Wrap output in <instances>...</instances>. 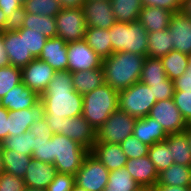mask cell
I'll use <instances>...</instances> for the list:
<instances>
[{
	"instance_id": "cell-1",
	"label": "cell",
	"mask_w": 191,
	"mask_h": 191,
	"mask_svg": "<svg viewBox=\"0 0 191 191\" xmlns=\"http://www.w3.org/2000/svg\"><path fill=\"white\" fill-rule=\"evenodd\" d=\"M40 101L44 104L45 116L72 118L82 115L83 96L74 90L69 70L56 71Z\"/></svg>"
},
{
	"instance_id": "cell-2",
	"label": "cell",
	"mask_w": 191,
	"mask_h": 191,
	"mask_svg": "<svg viewBox=\"0 0 191 191\" xmlns=\"http://www.w3.org/2000/svg\"><path fill=\"white\" fill-rule=\"evenodd\" d=\"M146 57L131 52H114L102 60L105 83L121 91L139 82Z\"/></svg>"
},
{
	"instance_id": "cell-3",
	"label": "cell",
	"mask_w": 191,
	"mask_h": 191,
	"mask_svg": "<svg viewBox=\"0 0 191 191\" xmlns=\"http://www.w3.org/2000/svg\"><path fill=\"white\" fill-rule=\"evenodd\" d=\"M119 91L104 83L93 91L83 95L82 116L97 131L119 108Z\"/></svg>"
},
{
	"instance_id": "cell-4",
	"label": "cell",
	"mask_w": 191,
	"mask_h": 191,
	"mask_svg": "<svg viewBox=\"0 0 191 191\" xmlns=\"http://www.w3.org/2000/svg\"><path fill=\"white\" fill-rule=\"evenodd\" d=\"M90 150L62 134H53L50 139V164L57 172L75 176Z\"/></svg>"
},
{
	"instance_id": "cell-5",
	"label": "cell",
	"mask_w": 191,
	"mask_h": 191,
	"mask_svg": "<svg viewBox=\"0 0 191 191\" xmlns=\"http://www.w3.org/2000/svg\"><path fill=\"white\" fill-rule=\"evenodd\" d=\"M109 34L113 53L131 52L147 56L148 32L138 20L131 23L116 22L109 29Z\"/></svg>"
},
{
	"instance_id": "cell-6",
	"label": "cell",
	"mask_w": 191,
	"mask_h": 191,
	"mask_svg": "<svg viewBox=\"0 0 191 191\" xmlns=\"http://www.w3.org/2000/svg\"><path fill=\"white\" fill-rule=\"evenodd\" d=\"M156 102L150 86L140 81L119 91V109L135 118L148 116Z\"/></svg>"
},
{
	"instance_id": "cell-7",
	"label": "cell",
	"mask_w": 191,
	"mask_h": 191,
	"mask_svg": "<svg viewBox=\"0 0 191 191\" xmlns=\"http://www.w3.org/2000/svg\"><path fill=\"white\" fill-rule=\"evenodd\" d=\"M136 118L119 108L96 131V142L120 144L133 135Z\"/></svg>"
},
{
	"instance_id": "cell-8",
	"label": "cell",
	"mask_w": 191,
	"mask_h": 191,
	"mask_svg": "<svg viewBox=\"0 0 191 191\" xmlns=\"http://www.w3.org/2000/svg\"><path fill=\"white\" fill-rule=\"evenodd\" d=\"M110 171L90 152L75 174V184L87 191H104Z\"/></svg>"
},
{
	"instance_id": "cell-9",
	"label": "cell",
	"mask_w": 191,
	"mask_h": 191,
	"mask_svg": "<svg viewBox=\"0 0 191 191\" xmlns=\"http://www.w3.org/2000/svg\"><path fill=\"white\" fill-rule=\"evenodd\" d=\"M57 37L66 43L84 39L86 32V21L82 8L62 9L55 16Z\"/></svg>"
},
{
	"instance_id": "cell-10",
	"label": "cell",
	"mask_w": 191,
	"mask_h": 191,
	"mask_svg": "<svg viewBox=\"0 0 191 191\" xmlns=\"http://www.w3.org/2000/svg\"><path fill=\"white\" fill-rule=\"evenodd\" d=\"M148 116L157 120L167 134L184 132L187 126L173 98L157 101Z\"/></svg>"
},
{
	"instance_id": "cell-11",
	"label": "cell",
	"mask_w": 191,
	"mask_h": 191,
	"mask_svg": "<svg viewBox=\"0 0 191 191\" xmlns=\"http://www.w3.org/2000/svg\"><path fill=\"white\" fill-rule=\"evenodd\" d=\"M68 70L87 71L102 67L101 58L87 45L85 40L67 43Z\"/></svg>"
},
{
	"instance_id": "cell-12",
	"label": "cell",
	"mask_w": 191,
	"mask_h": 191,
	"mask_svg": "<svg viewBox=\"0 0 191 191\" xmlns=\"http://www.w3.org/2000/svg\"><path fill=\"white\" fill-rule=\"evenodd\" d=\"M55 73L51 66L38 58L21 68L22 82L39 96L45 92Z\"/></svg>"
},
{
	"instance_id": "cell-13",
	"label": "cell",
	"mask_w": 191,
	"mask_h": 191,
	"mask_svg": "<svg viewBox=\"0 0 191 191\" xmlns=\"http://www.w3.org/2000/svg\"><path fill=\"white\" fill-rule=\"evenodd\" d=\"M3 41L10 65L22 68L35 59L27 52L25 34H19L12 26H3Z\"/></svg>"
},
{
	"instance_id": "cell-14",
	"label": "cell",
	"mask_w": 191,
	"mask_h": 191,
	"mask_svg": "<svg viewBox=\"0 0 191 191\" xmlns=\"http://www.w3.org/2000/svg\"><path fill=\"white\" fill-rule=\"evenodd\" d=\"M82 10L87 27L110 29L117 22L111 1L86 0Z\"/></svg>"
},
{
	"instance_id": "cell-15",
	"label": "cell",
	"mask_w": 191,
	"mask_h": 191,
	"mask_svg": "<svg viewBox=\"0 0 191 191\" xmlns=\"http://www.w3.org/2000/svg\"><path fill=\"white\" fill-rule=\"evenodd\" d=\"M168 29L171 33L173 50L191 53V18L183 11L175 12Z\"/></svg>"
},
{
	"instance_id": "cell-16",
	"label": "cell",
	"mask_w": 191,
	"mask_h": 191,
	"mask_svg": "<svg viewBox=\"0 0 191 191\" xmlns=\"http://www.w3.org/2000/svg\"><path fill=\"white\" fill-rule=\"evenodd\" d=\"M61 134L71 140L77 141L88 150H91L92 146L96 142L95 129L82 115L72 118H64V125L63 129H61Z\"/></svg>"
},
{
	"instance_id": "cell-17",
	"label": "cell",
	"mask_w": 191,
	"mask_h": 191,
	"mask_svg": "<svg viewBox=\"0 0 191 191\" xmlns=\"http://www.w3.org/2000/svg\"><path fill=\"white\" fill-rule=\"evenodd\" d=\"M44 104L39 101L28 109L8 111L9 135H20L29 130L30 126L45 118Z\"/></svg>"
},
{
	"instance_id": "cell-18",
	"label": "cell",
	"mask_w": 191,
	"mask_h": 191,
	"mask_svg": "<svg viewBox=\"0 0 191 191\" xmlns=\"http://www.w3.org/2000/svg\"><path fill=\"white\" fill-rule=\"evenodd\" d=\"M125 168L142 189H150L158 182L159 173L148 155L127 159Z\"/></svg>"
},
{
	"instance_id": "cell-19",
	"label": "cell",
	"mask_w": 191,
	"mask_h": 191,
	"mask_svg": "<svg viewBox=\"0 0 191 191\" xmlns=\"http://www.w3.org/2000/svg\"><path fill=\"white\" fill-rule=\"evenodd\" d=\"M56 173L54 164L32 159L23 178L25 187L46 190Z\"/></svg>"
},
{
	"instance_id": "cell-20",
	"label": "cell",
	"mask_w": 191,
	"mask_h": 191,
	"mask_svg": "<svg viewBox=\"0 0 191 191\" xmlns=\"http://www.w3.org/2000/svg\"><path fill=\"white\" fill-rule=\"evenodd\" d=\"M38 59L45 61L55 71L68 70L67 43L61 38H48Z\"/></svg>"
},
{
	"instance_id": "cell-21",
	"label": "cell",
	"mask_w": 191,
	"mask_h": 191,
	"mask_svg": "<svg viewBox=\"0 0 191 191\" xmlns=\"http://www.w3.org/2000/svg\"><path fill=\"white\" fill-rule=\"evenodd\" d=\"M109 171L125 167L127 156L119 144L95 142L90 150Z\"/></svg>"
},
{
	"instance_id": "cell-22",
	"label": "cell",
	"mask_w": 191,
	"mask_h": 191,
	"mask_svg": "<svg viewBox=\"0 0 191 191\" xmlns=\"http://www.w3.org/2000/svg\"><path fill=\"white\" fill-rule=\"evenodd\" d=\"M40 101V96L22 82L10 90L2 99V107L8 111L28 109Z\"/></svg>"
},
{
	"instance_id": "cell-23",
	"label": "cell",
	"mask_w": 191,
	"mask_h": 191,
	"mask_svg": "<svg viewBox=\"0 0 191 191\" xmlns=\"http://www.w3.org/2000/svg\"><path fill=\"white\" fill-rule=\"evenodd\" d=\"M133 135L148 146L162 142L168 136L161 124L149 116L136 118Z\"/></svg>"
},
{
	"instance_id": "cell-24",
	"label": "cell",
	"mask_w": 191,
	"mask_h": 191,
	"mask_svg": "<svg viewBox=\"0 0 191 191\" xmlns=\"http://www.w3.org/2000/svg\"><path fill=\"white\" fill-rule=\"evenodd\" d=\"M13 28H28L32 31L42 33L47 38L57 37V27L55 17L36 15L31 13H21L17 24Z\"/></svg>"
},
{
	"instance_id": "cell-25",
	"label": "cell",
	"mask_w": 191,
	"mask_h": 191,
	"mask_svg": "<svg viewBox=\"0 0 191 191\" xmlns=\"http://www.w3.org/2000/svg\"><path fill=\"white\" fill-rule=\"evenodd\" d=\"M173 14L174 12L159 7H143L138 21L147 32H156L168 28Z\"/></svg>"
},
{
	"instance_id": "cell-26",
	"label": "cell",
	"mask_w": 191,
	"mask_h": 191,
	"mask_svg": "<svg viewBox=\"0 0 191 191\" xmlns=\"http://www.w3.org/2000/svg\"><path fill=\"white\" fill-rule=\"evenodd\" d=\"M84 40L101 60H104L113 54L109 29L87 27Z\"/></svg>"
},
{
	"instance_id": "cell-27",
	"label": "cell",
	"mask_w": 191,
	"mask_h": 191,
	"mask_svg": "<svg viewBox=\"0 0 191 191\" xmlns=\"http://www.w3.org/2000/svg\"><path fill=\"white\" fill-rule=\"evenodd\" d=\"M71 74L74 90L82 96L105 83L102 67L87 71L72 72Z\"/></svg>"
},
{
	"instance_id": "cell-28",
	"label": "cell",
	"mask_w": 191,
	"mask_h": 191,
	"mask_svg": "<svg viewBox=\"0 0 191 191\" xmlns=\"http://www.w3.org/2000/svg\"><path fill=\"white\" fill-rule=\"evenodd\" d=\"M164 141L171 149L174 164L191 167V148L185 132L168 134Z\"/></svg>"
},
{
	"instance_id": "cell-29",
	"label": "cell",
	"mask_w": 191,
	"mask_h": 191,
	"mask_svg": "<svg viewBox=\"0 0 191 191\" xmlns=\"http://www.w3.org/2000/svg\"><path fill=\"white\" fill-rule=\"evenodd\" d=\"M156 185L191 186V167L172 164L166 170L159 173Z\"/></svg>"
},
{
	"instance_id": "cell-30",
	"label": "cell",
	"mask_w": 191,
	"mask_h": 191,
	"mask_svg": "<svg viewBox=\"0 0 191 191\" xmlns=\"http://www.w3.org/2000/svg\"><path fill=\"white\" fill-rule=\"evenodd\" d=\"M147 56L161 58L173 50L171 33L169 29L148 32Z\"/></svg>"
},
{
	"instance_id": "cell-31",
	"label": "cell",
	"mask_w": 191,
	"mask_h": 191,
	"mask_svg": "<svg viewBox=\"0 0 191 191\" xmlns=\"http://www.w3.org/2000/svg\"><path fill=\"white\" fill-rule=\"evenodd\" d=\"M2 160L5 172L23 179L32 161V156L18 153L15 150L2 149Z\"/></svg>"
},
{
	"instance_id": "cell-32",
	"label": "cell",
	"mask_w": 191,
	"mask_h": 191,
	"mask_svg": "<svg viewBox=\"0 0 191 191\" xmlns=\"http://www.w3.org/2000/svg\"><path fill=\"white\" fill-rule=\"evenodd\" d=\"M117 22L131 23L139 19L141 0H110Z\"/></svg>"
},
{
	"instance_id": "cell-33",
	"label": "cell",
	"mask_w": 191,
	"mask_h": 191,
	"mask_svg": "<svg viewBox=\"0 0 191 191\" xmlns=\"http://www.w3.org/2000/svg\"><path fill=\"white\" fill-rule=\"evenodd\" d=\"M140 185L132 178L125 167L110 171L104 191H141Z\"/></svg>"
},
{
	"instance_id": "cell-34",
	"label": "cell",
	"mask_w": 191,
	"mask_h": 191,
	"mask_svg": "<svg viewBox=\"0 0 191 191\" xmlns=\"http://www.w3.org/2000/svg\"><path fill=\"white\" fill-rule=\"evenodd\" d=\"M164 71L172 81L179 78L188 68V56L182 52L172 50L167 55L160 58Z\"/></svg>"
},
{
	"instance_id": "cell-35",
	"label": "cell",
	"mask_w": 191,
	"mask_h": 191,
	"mask_svg": "<svg viewBox=\"0 0 191 191\" xmlns=\"http://www.w3.org/2000/svg\"><path fill=\"white\" fill-rule=\"evenodd\" d=\"M168 76L160 58L146 57L140 74V82L151 87V83H162Z\"/></svg>"
},
{
	"instance_id": "cell-36",
	"label": "cell",
	"mask_w": 191,
	"mask_h": 191,
	"mask_svg": "<svg viewBox=\"0 0 191 191\" xmlns=\"http://www.w3.org/2000/svg\"><path fill=\"white\" fill-rule=\"evenodd\" d=\"M37 136L29 131L20 135H9L1 142L2 149L15 150L18 153L31 155L34 151V138Z\"/></svg>"
},
{
	"instance_id": "cell-37",
	"label": "cell",
	"mask_w": 191,
	"mask_h": 191,
	"mask_svg": "<svg viewBox=\"0 0 191 191\" xmlns=\"http://www.w3.org/2000/svg\"><path fill=\"white\" fill-rule=\"evenodd\" d=\"M62 7L59 0H26L22 5V13L55 17Z\"/></svg>"
},
{
	"instance_id": "cell-38",
	"label": "cell",
	"mask_w": 191,
	"mask_h": 191,
	"mask_svg": "<svg viewBox=\"0 0 191 191\" xmlns=\"http://www.w3.org/2000/svg\"><path fill=\"white\" fill-rule=\"evenodd\" d=\"M148 156L155 165L158 173L166 170L169 166L174 164L171 155V149L165 141L157 142L149 147Z\"/></svg>"
},
{
	"instance_id": "cell-39",
	"label": "cell",
	"mask_w": 191,
	"mask_h": 191,
	"mask_svg": "<svg viewBox=\"0 0 191 191\" xmlns=\"http://www.w3.org/2000/svg\"><path fill=\"white\" fill-rule=\"evenodd\" d=\"M22 83L21 68L12 65L0 68V98Z\"/></svg>"
},
{
	"instance_id": "cell-40",
	"label": "cell",
	"mask_w": 191,
	"mask_h": 191,
	"mask_svg": "<svg viewBox=\"0 0 191 191\" xmlns=\"http://www.w3.org/2000/svg\"><path fill=\"white\" fill-rule=\"evenodd\" d=\"M22 5L17 0H0V26L17 24Z\"/></svg>"
},
{
	"instance_id": "cell-41",
	"label": "cell",
	"mask_w": 191,
	"mask_h": 191,
	"mask_svg": "<svg viewBox=\"0 0 191 191\" xmlns=\"http://www.w3.org/2000/svg\"><path fill=\"white\" fill-rule=\"evenodd\" d=\"M19 34H25V44L27 52H30L35 58H38L42 48L45 46L47 37L42 33L28 28H14Z\"/></svg>"
},
{
	"instance_id": "cell-42",
	"label": "cell",
	"mask_w": 191,
	"mask_h": 191,
	"mask_svg": "<svg viewBox=\"0 0 191 191\" xmlns=\"http://www.w3.org/2000/svg\"><path fill=\"white\" fill-rule=\"evenodd\" d=\"M119 145L127 156V159H134L148 155L150 147L141 142L134 135L127 137Z\"/></svg>"
},
{
	"instance_id": "cell-43",
	"label": "cell",
	"mask_w": 191,
	"mask_h": 191,
	"mask_svg": "<svg viewBox=\"0 0 191 191\" xmlns=\"http://www.w3.org/2000/svg\"><path fill=\"white\" fill-rule=\"evenodd\" d=\"M32 159L50 163V139L52 135H36Z\"/></svg>"
},
{
	"instance_id": "cell-44",
	"label": "cell",
	"mask_w": 191,
	"mask_h": 191,
	"mask_svg": "<svg viewBox=\"0 0 191 191\" xmlns=\"http://www.w3.org/2000/svg\"><path fill=\"white\" fill-rule=\"evenodd\" d=\"M173 100L187 124L191 123V91H174Z\"/></svg>"
},
{
	"instance_id": "cell-45",
	"label": "cell",
	"mask_w": 191,
	"mask_h": 191,
	"mask_svg": "<svg viewBox=\"0 0 191 191\" xmlns=\"http://www.w3.org/2000/svg\"><path fill=\"white\" fill-rule=\"evenodd\" d=\"M75 184V176L57 172L46 191H72Z\"/></svg>"
},
{
	"instance_id": "cell-46",
	"label": "cell",
	"mask_w": 191,
	"mask_h": 191,
	"mask_svg": "<svg viewBox=\"0 0 191 191\" xmlns=\"http://www.w3.org/2000/svg\"><path fill=\"white\" fill-rule=\"evenodd\" d=\"M24 180L10 173L3 172L0 175V191H23Z\"/></svg>"
},
{
	"instance_id": "cell-47",
	"label": "cell",
	"mask_w": 191,
	"mask_h": 191,
	"mask_svg": "<svg viewBox=\"0 0 191 191\" xmlns=\"http://www.w3.org/2000/svg\"><path fill=\"white\" fill-rule=\"evenodd\" d=\"M152 92L156 101L172 99L174 95V83L169 78L162 83H151Z\"/></svg>"
},
{
	"instance_id": "cell-48",
	"label": "cell",
	"mask_w": 191,
	"mask_h": 191,
	"mask_svg": "<svg viewBox=\"0 0 191 191\" xmlns=\"http://www.w3.org/2000/svg\"><path fill=\"white\" fill-rule=\"evenodd\" d=\"M184 0H141L143 7H159L172 12L182 11Z\"/></svg>"
},
{
	"instance_id": "cell-49",
	"label": "cell",
	"mask_w": 191,
	"mask_h": 191,
	"mask_svg": "<svg viewBox=\"0 0 191 191\" xmlns=\"http://www.w3.org/2000/svg\"><path fill=\"white\" fill-rule=\"evenodd\" d=\"M188 68L185 73L173 81L174 91H191V53L188 55Z\"/></svg>"
},
{
	"instance_id": "cell-50",
	"label": "cell",
	"mask_w": 191,
	"mask_h": 191,
	"mask_svg": "<svg viewBox=\"0 0 191 191\" xmlns=\"http://www.w3.org/2000/svg\"><path fill=\"white\" fill-rule=\"evenodd\" d=\"M9 136V115L8 110L0 108V142H3Z\"/></svg>"
},
{
	"instance_id": "cell-51",
	"label": "cell",
	"mask_w": 191,
	"mask_h": 191,
	"mask_svg": "<svg viewBox=\"0 0 191 191\" xmlns=\"http://www.w3.org/2000/svg\"><path fill=\"white\" fill-rule=\"evenodd\" d=\"M28 131L34 133L35 135H53V132L46 123L45 118L41 121L34 122Z\"/></svg>"
},
{
	"instance_id": "cell-52",
	"label": "cell",
	"mask_w": 191,
	"mask_h": 191,
	"mask_svg": "<svg viewBox=\"0 0 191 191\" xmlns=\"http://www.w3.org/2000/svg\"><path fill=\"white\" fill-rule=\"evenodd\" d=\"M46 123L51 128L53 134H61L63 129L64 118H54L53 116H45Z\"/></svg>"
},
{
	"instance_id": "cell-53",
	"label": "cell",
	"mask_w": 191,
	"mask_h": 191,
	"mask_svg": "<svg viewBox=\"0 0 191 191\" xmlns=\"http://www.w3.org/2000/svg\"><path fill=\"white\" fill-rule=\"evenodd\" d=\"M10 61L8 59V55L4 48V41H3V26L0 28V68L4 66H9Z\"/></svg>"
},
{
	"instance_id": "cell-54",
	"label": "cell",
	"mask_w": 191,
	"mask_h": 191,
	"mask_svg": "<svg viewBox=\"0 0 191 191\" xmlns=\"http://www.w3.org/2000/svg\"><path fill=\"white\" fill-rule=\"evenodd\" d=\"M148 191H190V186H167V185H155L154 187L148 189Z\"/></svg>"
},
{
	"instance_id": "cell-55",
	"label": "cell",
	"mask_w": 191,
	"mask_h": 191,
	"mask_svg": "<svg viewBox=\"0 0 191 191\" xmlns=\"http://www.w3.org/2000/svg\"><path fill=\"white\" fill-rule=\"evenodd\" d=\"M62 9L82 8L86 0H59Z\"/></svg>"
},
{
	"instance_id": "cell-56",
	"label": "cell",
	"mask_w": 191,
	"mask_h": 191,
	"mask_svg": "<svg viewBox=\"0 0 191 191\" xmlns=\"http://www.w3.org/2000/svg\"><path fill=\"white\" fill-rule=\"evenodd\" d=\"M182 11L191 18V0L183 1Z\"/></svg>"
},
{
	"instance_id": "cell-57",
	"label": "cell",
	"mask_w": 191,
	"mask_h": 191,
	"mask_svg": "<svg viewBox=\"0 0 191 191\" xmlns=\"http://www.w3.org/2000/svg\"><path fill=\"white\" fill-rule=\"evenodd\" d=\"M185 134L188 137L189 140V144H190V148H191V123H188L185 130H184Z\"/></svg>"
},
{
	"instance_id": "cell-58",
	"label": "cell",
	"mask_w": 191,
	"mask_h": 191,
	"mask_svg": "<svg viewBox=\"0 0 191 191\" xmlns=\"http://www.w3.org/2000/svg\"><path fill=\"white\" fill-rule=\"evenodd\" d=\"M4 172V163L2 160V146L0 142V175Z\"/></svg>"
},
{
	"instance_id": "cell-59",
	"label": "cell",
	"mask_w": 191,
	"mask_h": 191,
	"mask_svg": "<svg viewBox=\"0 0 191 191\" xmlns=\"http://www.w3.org/2000/svg\"><path fill=\"white\" fill-rule=\"evenodd\" d=\"M72 191H87L86 189L74 184Z\"/></svg>"
},
{
	"instance_id": "cell-60",
	"label": "cell",
	"mask_w": 191,
	"mask_h": 191,
	"mask_svg": "<svg viewBox=\"0 0 191 191\" xmlns=\"http://www.w3.org/2000/svg\"><path fill=\"white\" fill-rule=\"evenodd\" d=\"M23 191H46V190L38 189V188L25 187Z\"/></svg>"
},
{
	"instance_id": "cell-61",
	"label": "cell",
	"mask_w": 191,
	"mask_h": 191,
	"mask_svg": "<svg viewBox=\"0 0 191 191\" xmlns=\"http://www.w3.org/2000/svg\"><path fill=\"white\" fill-rule=\"evenodd\" d=\"M21 5H23L25 2H26V0H17Z\"/></svg>"
}]
</instances>
